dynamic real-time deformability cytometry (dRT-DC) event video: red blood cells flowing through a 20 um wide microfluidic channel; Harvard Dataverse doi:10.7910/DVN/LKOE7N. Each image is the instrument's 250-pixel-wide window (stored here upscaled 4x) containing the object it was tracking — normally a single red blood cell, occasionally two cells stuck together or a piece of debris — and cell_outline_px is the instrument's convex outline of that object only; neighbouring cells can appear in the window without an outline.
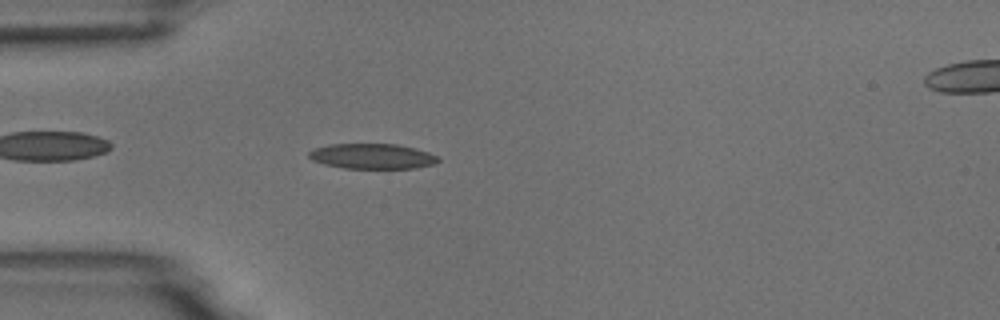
{"species": "common noctule bat (a hibernating species)", "species_latin": "Nyctalus noctula", "temperature_condition": "room temperature", "stored_images_in_passage": 5, "camera_frame_rate_fps": 3000, "um_per_image_px": 0.085, "animal": {"sex": "male", "body_mass_g": 18.8}, "frame": {"image": 1, "passage_image": 5, "time_ms": 4.667, "image_size_px": [1000, 320], "cell_outline_px": [[440, 160], [432, 164], [416, 168], [344, 168], [324, 164], [312, 160], [308, 156], [308, 152], [316, 148], [332, 144], [396, 144], [428, 152], [440, 156]], "centroid_in_image_um": [31.65, 13.28], "position_along_channel_um": 53.4, "area_um2": 18.84}}